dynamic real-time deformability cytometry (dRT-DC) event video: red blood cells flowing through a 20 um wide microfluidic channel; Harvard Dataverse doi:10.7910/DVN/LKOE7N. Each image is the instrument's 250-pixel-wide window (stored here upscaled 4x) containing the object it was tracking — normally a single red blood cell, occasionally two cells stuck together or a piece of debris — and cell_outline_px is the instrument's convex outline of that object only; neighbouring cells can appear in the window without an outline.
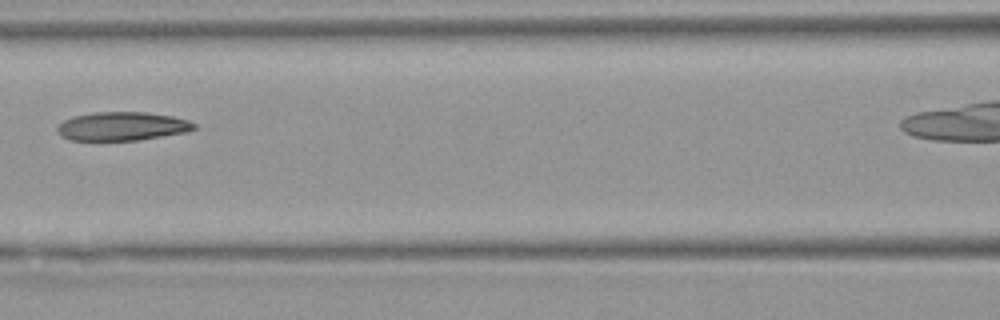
{"species": "Egyptian fruit bat (a non-hibernating species)", "species_latin": "Rousettus aegyptiacus", "temperature_condition": "warm", "stored_images_in_passage": 4, "camera_frame_rate_fps": 3000, "um_per_image_px": 0.085, "animal": {"sex": "female"}, "frame": {"image": 1, "passage_image": 3, "time_ms": 2.333, "image_size_px": [1000, 320], "cell_outline_px": [[196, 128], [184, 132], [140, 140], [68, 140], [60, 136], [56, 132], [56, 124], [72, 116], [92, 112], [148, 112], [172, 116], [188, 120], [196, 124]], "centroid_in_image_um": [10.31, 10.73], "position_along_channel_um": 156.3, "area_um2": 23.06}}